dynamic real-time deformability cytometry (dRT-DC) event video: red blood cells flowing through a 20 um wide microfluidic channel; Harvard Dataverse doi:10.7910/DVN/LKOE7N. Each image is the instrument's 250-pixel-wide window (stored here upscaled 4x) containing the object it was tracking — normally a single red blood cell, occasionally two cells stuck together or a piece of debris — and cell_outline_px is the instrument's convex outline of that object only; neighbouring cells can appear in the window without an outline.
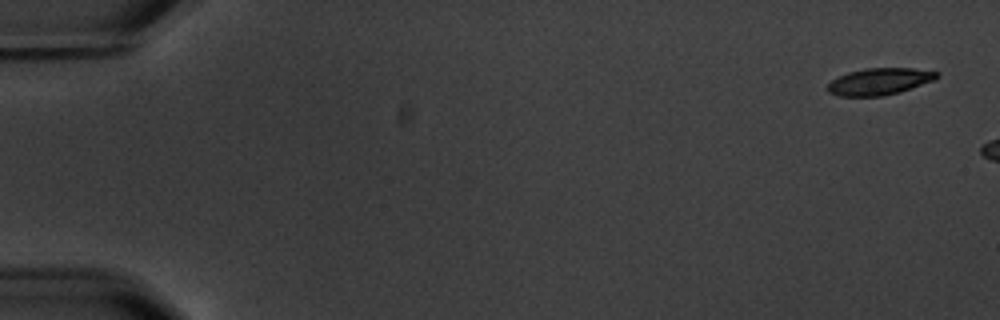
{"species": "common noctule bat (a hibernating species)", "species_latin": "Nyctalus noctula", "temperature_condition": "warm", "stored_images_in_passage": 3, "camera_frame_rate_fps": 3000, "um_per_image_px": 0.085, "animal": {"sex": "male", "body_mass_g": 20.1, "forearm_length_mm": 53.5}, "frame": {"image": 1, "passage_image": 1, "time_ms": 0.0, "image_size_px": [1000, 320], "cell_outline_px": [[940, 76], [936, 80], [900, 92], [880, 96], [836, 96], [828, 92], [828, 84], [832, 80], [848, 72], [864, 68], [912, 68], [940, 72]], "centroid_in_image_um": [74.79, 6.92], "position_along_channel_um": 10.2, "area_um2": 17.17}}